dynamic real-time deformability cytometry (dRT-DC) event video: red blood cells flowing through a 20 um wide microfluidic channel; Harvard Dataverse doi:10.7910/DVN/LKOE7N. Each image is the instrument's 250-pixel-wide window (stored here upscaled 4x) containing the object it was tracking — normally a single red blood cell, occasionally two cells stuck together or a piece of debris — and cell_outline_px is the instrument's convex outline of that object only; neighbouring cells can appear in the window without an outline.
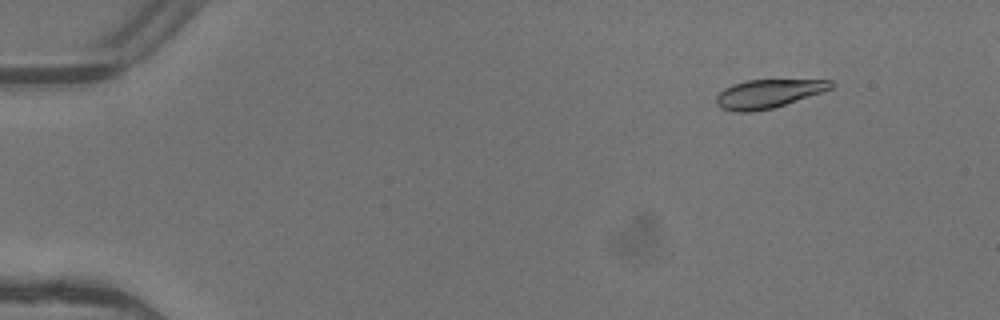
{"species": "common noctule bat (a hibernating species)", "species_latin": "Nyctalus noctula", "temperature_condition": "warm", "stored_images_in_passage": 5, "camera_frame_rate_fps": 3000, "um_per_image_px": 0.085, "animal": {"sex": "female"}, "frame": {"image": 1, "passage_image": 2, "time_ms": 0.333, "image_size_px": [1000, 320], "cell_outline_px": [[836, 84], [832, 88], [772, 108], [752, 112], [736, 112], [720, 108], [716, 104], [716, 96], [724, 88], [732, 84], [748, 80], [832, 80]], "centroid_in_image_um": [65.25, 7.96], "position_along_channel_um": 19.8, "area_um2": 18.9}}
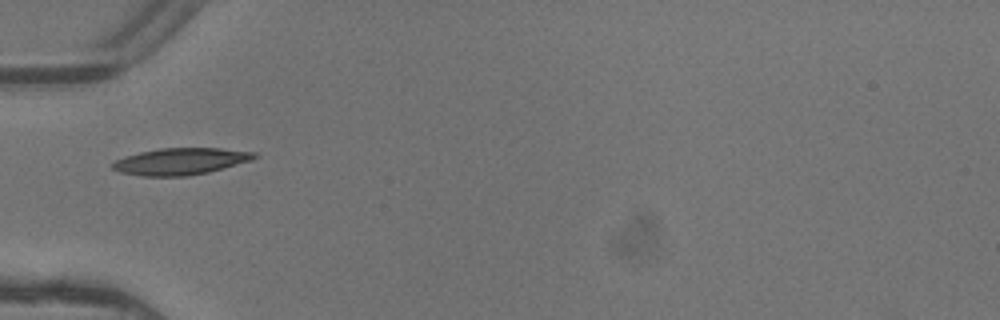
{"frame": {"image": 2, "passage_image": 5, "time_ms": 1.333, "image_size_px": [1000, 320], "cell_outline_px": [[260, 156], [252, 160], [208, 172], [188, 176], [140, 176], [120, 172], [112, 168], [112, 164], [116, 160], [124, 156], [140, 152], [160, 148], [220, 148], [256, 152]], "centroid_in_image_um": [15.37, 13.71], "position_along_channel_um": 69.6, "area_um2": 22.14}}